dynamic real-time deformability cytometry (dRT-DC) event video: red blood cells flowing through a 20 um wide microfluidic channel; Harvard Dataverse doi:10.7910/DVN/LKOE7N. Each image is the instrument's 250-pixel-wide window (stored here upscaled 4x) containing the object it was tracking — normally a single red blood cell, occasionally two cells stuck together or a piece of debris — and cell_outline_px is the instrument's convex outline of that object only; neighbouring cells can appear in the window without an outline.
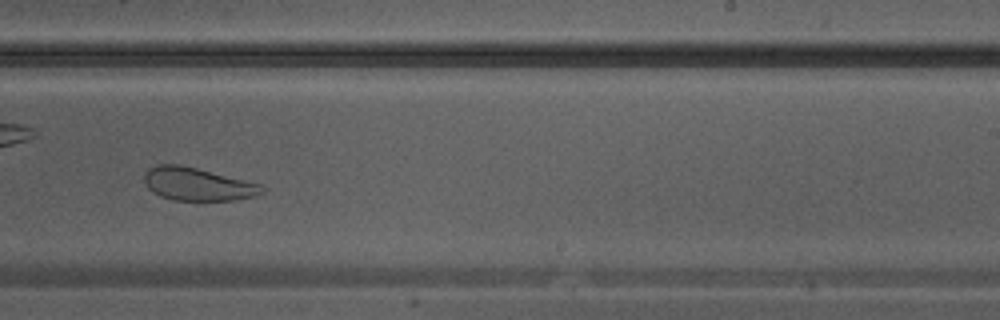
{"species": "Egyptian fruit bat (a non-hibernating species)", "species_latin": "Rousettus aegyptiacus", "temperature_condition": "warm", "stored_images_in_passage": 22, "camera_frame_rate_fps": 3000, "um_per_image_px": 0.085, "animal": {"sex": "male"}, "frame": {"image": 1, "passage_image": 10, "time_ms": 3.0, "image_size_px": [1000, 320], "cell_outline_px": [[264, 192], [256, 196], [236, 200], [172, 200], [160, 196], [152, 192], [148, 188], [144, 180], [144, 172], [148, 168], [156, 164], [180, 164], [260, 184], [264, 188]], "centroid_in_image_um": [16.75, 15.65], "position_along_channel_um": 272.2, "area_um2": 22.6}}